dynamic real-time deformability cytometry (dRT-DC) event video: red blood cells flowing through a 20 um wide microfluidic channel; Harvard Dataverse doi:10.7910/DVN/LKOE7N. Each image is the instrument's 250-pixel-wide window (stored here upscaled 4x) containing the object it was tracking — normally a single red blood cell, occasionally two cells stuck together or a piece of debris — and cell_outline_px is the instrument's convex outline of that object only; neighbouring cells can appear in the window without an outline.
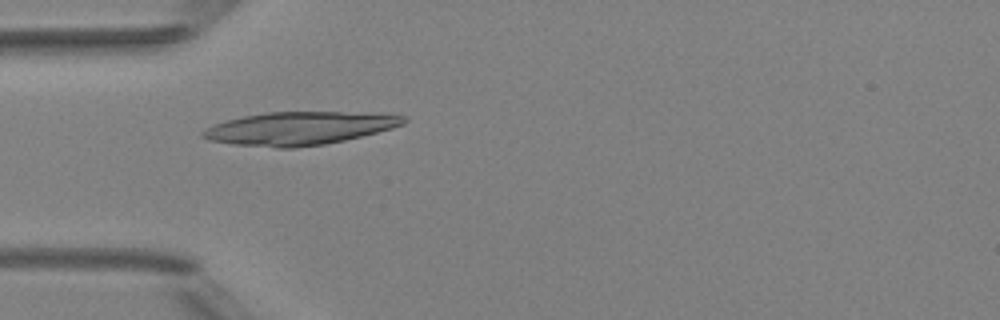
{"species": "Egyptian fruit bat (a non-hibernating species)", "species_latin": "Rousettus aegyptiacus", "temperature_condition": "room temperature", "stored_images_in_passage": 5, "camera_frame_rate_fps": 3000, "um_per_image_px": 0.085, "animal": {"sex": "female"}, "frame": {"image": 1, "passage_image": 4, "time_ms": 4.333, "image_size_px": [1000, 320], "cell_outline_px": [[408, 120], [404, 124], [392, 128], [344, 140], [324, 144], [292, 148], [276, 148], [232, 144], [208, 140], [200, 136], [200, 132], [204, 128], [212, 124], [244, 116], [268, 112], [372, 112], [404, 116]], "centroid_in_image_um": [25.41, 10.9], "position_along_channel_um": 59.6, "area_um2": 38.84}}
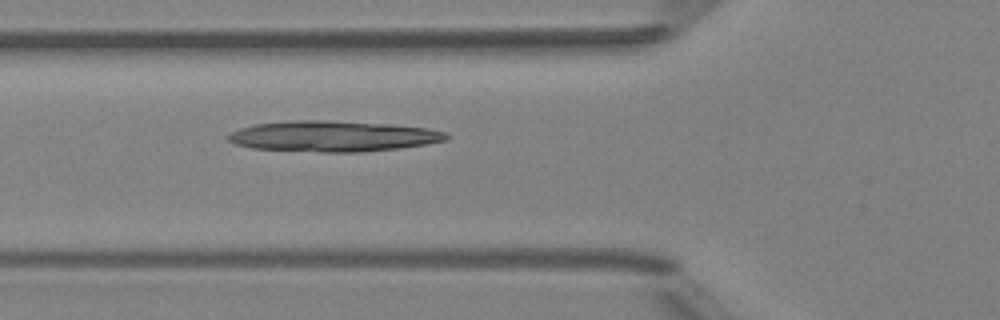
{"frame": {"image": 2, "passage_image": 5, "time_ms": 5.333, "image_size_px": [1000, 320], "cell_outline_px": [[452, 136], [448, 140], [428, 144], [400, 148], [360, 152], [320, 152], [252, 148], [236, 144], [228, 140], [228, 136], [232, 132], [240, 128], [256, 124], [288, 120], [328, 120], [392, 124], [428, 128], [444, 132]], "centroid_in_image_um": [28.36, 11.57], "position_along_channel_um": 97.4, "area_um2": 39.3}}